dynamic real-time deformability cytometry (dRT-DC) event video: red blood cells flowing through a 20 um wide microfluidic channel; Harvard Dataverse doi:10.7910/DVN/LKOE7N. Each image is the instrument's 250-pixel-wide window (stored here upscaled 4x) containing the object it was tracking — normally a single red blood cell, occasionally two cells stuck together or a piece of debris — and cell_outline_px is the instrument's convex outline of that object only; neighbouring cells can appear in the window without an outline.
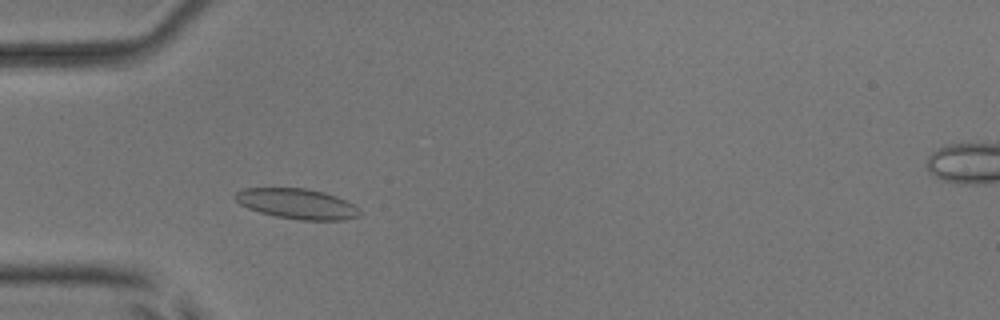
{"species": "common noctule bat (a hibernating species)", "species_latin": "Nyctalus noctula", "temperature_condition": "room temperature", "stored_images_in_passage": 9, "camera_frame_rate_fps": 3000, "um_per_image_px": 0.085, "animal": {"sex": "male", "body_mass_g": 17.9, "forearm_length_mm": 54.2}, "frame": {"image": 1, "passage_image": 4, "time_ms": 3.333, "image_size_px": [1000, 320], "cell_outline_px": [[360, 216], [344, 220], [300, 220], [276, 216], [260, 212], [248, 208], [240, 204], [232, 196], [236, 192], [244, 188], [308, 188], [324, 192], [336, 196], [352, 204], [360, 212]], "centroid_in_image_um": [25.22, 17.31], "position_along_channel_um": 59.8, "area_um2": 21.91}}
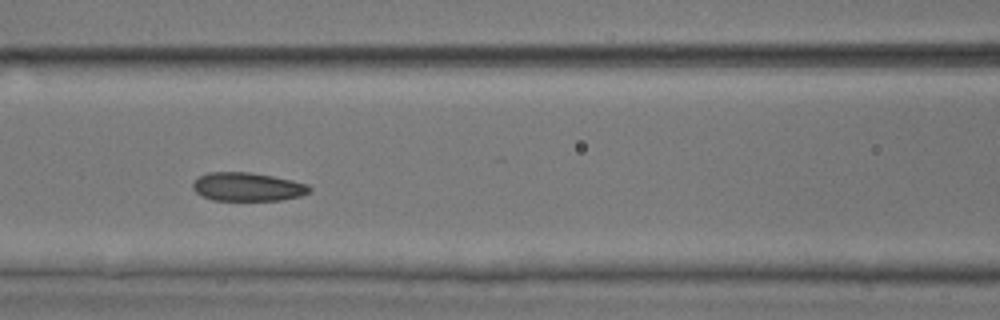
{"frame": {"image": 2, "passage_image": 6, "time_ms": 5.667, "image_size_px": [1000, 320], "cell_outline_px": [[312, 188], [308, 192], [300, 196], [280, 200], [212, 200], [200, 196], [192, 188], [192, 184], [200, 176], [208, 172], [248, 172], [272, 176], [292, 180], [308, 184]], "centroid_in_image_um": [21.02, 15.88], "position_along_channel_um": 145.6, "area_um2": 19.36}}